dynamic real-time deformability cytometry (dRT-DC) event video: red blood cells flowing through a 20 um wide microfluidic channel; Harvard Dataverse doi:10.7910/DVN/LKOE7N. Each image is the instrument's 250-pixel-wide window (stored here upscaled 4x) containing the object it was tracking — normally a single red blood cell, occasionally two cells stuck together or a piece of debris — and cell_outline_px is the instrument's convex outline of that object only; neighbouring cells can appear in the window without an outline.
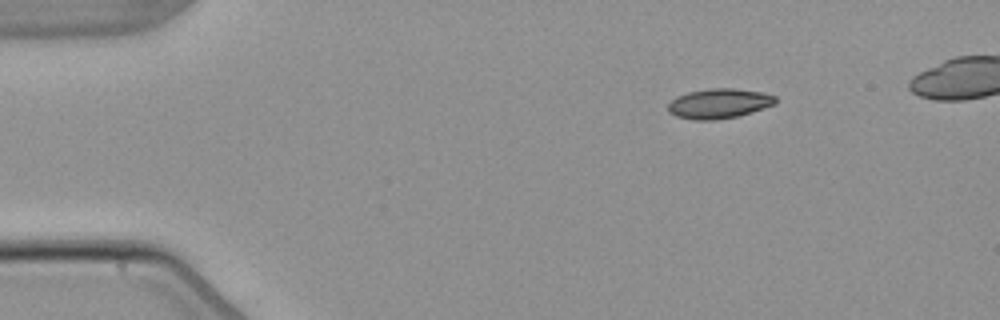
{"species": "common noctule bat (a hibernating species)", "species_latin": "Nyctalus noctula", "temperature_condition": "warm", "stored_images_in_passage": 4, "camera_frame_rate_fps": 3000, "um_per_image_px": 0.085, "animal": {"sex": "male", "body_mass_g": 21.5, "forearm_length_mm": 52.0}, "frame": {"image": 1, "passage_image": 1, "time_ms": 0.0, "image_size_px": [1000, 320], "cell_outline_px": [[776, 104], [764, 108], [736, 116], [716, 120], [692, 120], [676, 116], [668, 112], [668, 104], [676, 96], [688, 92], [712, 88], [732, 88], [764, 92], [776, 96]], "centroid_in_image_um": [61.11, 8.8], "position_along_channel_um": 23.9, "area_um2": 18.73}}